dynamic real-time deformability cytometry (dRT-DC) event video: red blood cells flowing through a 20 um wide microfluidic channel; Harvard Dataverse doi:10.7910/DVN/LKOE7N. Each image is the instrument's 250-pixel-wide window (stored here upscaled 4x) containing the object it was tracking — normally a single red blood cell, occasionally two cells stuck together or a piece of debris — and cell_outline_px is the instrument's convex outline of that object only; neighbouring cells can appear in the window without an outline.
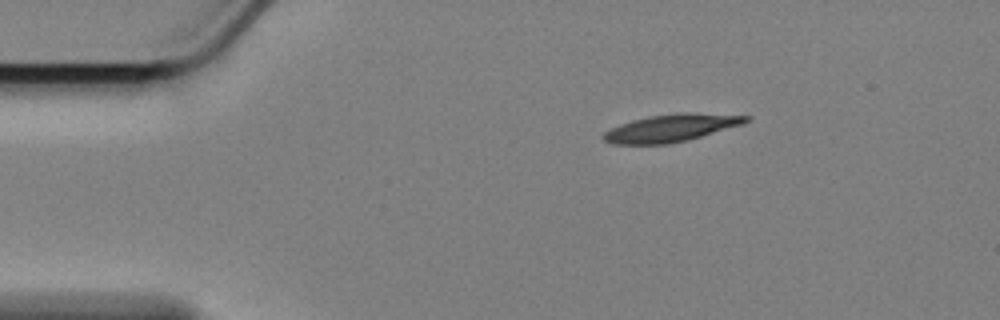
{"species": "Egyptian fruit bat (a non-hibernating species)", "species_latin": "Rousettus aegyptiacus", "temperature_condition": "cold", "stored_images_in_passage": 50, "camera_frame_rate_fps": 3000, "um_per_image_px": 0.085, "animal": {"sex": "female"}, "frame": {"image": 1, "passage_image": 1, "time_ms": 0.0, "image_size_px": [1000, 320], "cell_outline_px": [[752, 120], [744, 124], [688, 140], [668, 144], [612, 144], [604, 140], [600, 136], [604, 132], [620, 124], [632, 120], [648, 116], [676, 112], [688, 112], [752, 116]], "centroid_in_image_um": [57.08, 10.87], "position_along_channel_um": 27.9, "area_um2": 23.06}}
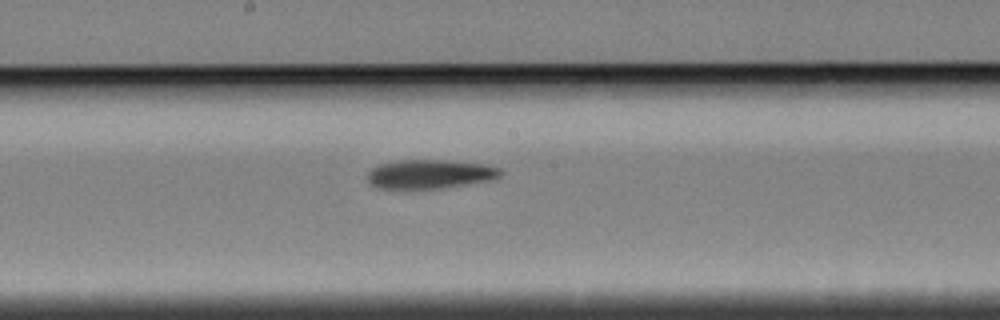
{"frame": {"image": 2, "passage_image": 22, "time_ms": 7.0, "image_size_px": [1000, 320], "cell_outline_px": [[504, 172], [500, 176], [492, 180], [440, 188], [376, 188], [368, 184], [368, 172], [372, 168], [380, 164], [396, 160], [448, 160], [484, 164], [500, 168]], "centroid_in_image_um": [36.54, 14.79], "position_along_channel_um": 211.7, "area_um2": 22.54}}
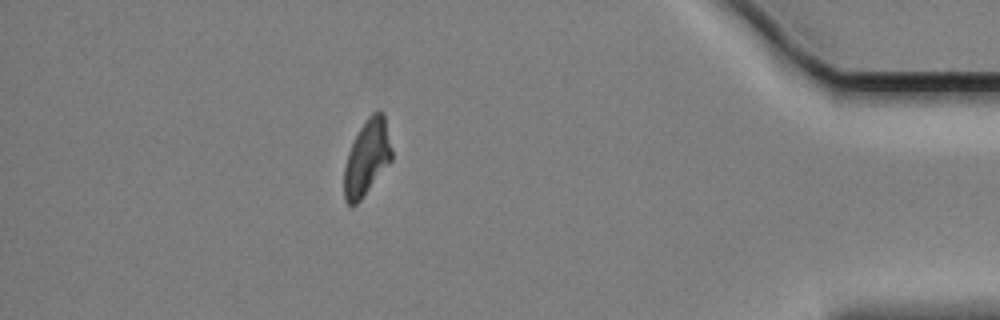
{"frame": {"image": 3, "passage_image": 43, "time_ms": 14.0, "image_size_px": [1000, 320], "cell_outline_px": [[392, 160], [360, 200], [352, 208], [344, 200], [344, 168], [348, 152], [360, 128], [368, 116], [372, 112], [380, 108], [384, 112], [392, 148]], "centroid_in_image_um": [31.2, 13.37], "position_along_channel_um": 404.0, "area_um2": 21.04}, "authors_computed_cell_mechanics": {"area_um2": 22.6576, "velocity_mm_per_s": 3.3845, "shape_relaxation_time_tau1_ms": 6.2286, "shape_relaxation_time_tau2_ms": null, "deformation_change_tau1": 0.1701, "deformation_change_tau2": null}}